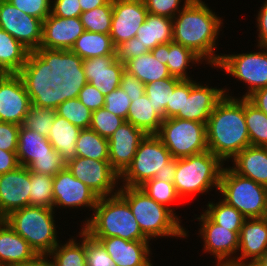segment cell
<instances>
[{"instance_id": "cell-1", "label": "cell", "mask_w": 267, "mask_h": 266, "mask_svg": "<svg viewBox=\"0 0 267 266\" xmlns=\"http://www.w3.org/2000/svg\"><path fill=\"white\" fill-rule=\"evenodd\" d=\"M209 6L203 0H190L172 19L173 42L191 49L213 70L222 54L216 52L224 20Z\"/></svg>"}, {"instance_id": "cell-2", "label": "cell", "mask_w": 267, "mask_h": 266, "mask_svg": "<svg viewBox=\"0 0 267 266\" xmlns=\"http://www.w3.org/2000/svg\"><path fill=\"white\" fill-rule=\"evenodd\" d=\"M224 87V97L208 118L206 135L208 150L227 164L250 145V140L245 122L244 98L239 95L235 97L230 88Z\"/></svg>"}, {"instance_id": "cell-3", "label": "cell", "mask_w": 267, "mask_h": 266, "mask_svg": "<svg viewBox=\"0 0 267 266\" xmlns=\"http://www.w3.org/2000/svg\"><path fill=\"white\" fill-rule=\"evenodd\" d=\"M118 194L129 204L143 235L149 241L163 237L182 240L190 237L189 230L182 225V220L139 187L120 186Z\"/></svg>"}, {"instance_id": "cell-4", "label": "cell", "mask_w": 267, "mask_h": 266, "mask_svg": "<svg viewBox=\"0 0 267 266\" xmlns=\"http://www.w3.org/2000/svg\"><path fill=\"white\" fill-rule=\"evenodd\" d=\"M92 238L120 237L149 241L142 233L129 204L117 193L100 197L90 219L81 227Z\"/></svg>"}, {"instance_id": "cell-5", "label": "cell", "mask_w": 267, "mask_h": 266, "mask_svg": "<svg viewBox=\"0 0 267 266\" xmlns=\"http://www.w3.org/2000/svg\"><path fill=\"white\" fill-rule=\"evenodd\" d=\"M49 74L42 67L32 73H5L0 78V121L21 126Z\"/></svg>"}, {"instance_id": "cell-6", "label": "cell", "mask_w": 267, "mask_h": 266, "mask_svg": "<svg viewBox=\"0 0 267 266\" xmlns=\"http://www.w3.org/2000/svg\"><path fill=\"white\" fill-rule=\"evenodd\" d=\"M224 163L209 150L195 155L176 158L173 184L181 200L219 190ZM215 188V189H214Z\"/></svg>"}, {"instance_id": "cell-7", "label": "cell", "mask_w": 267, "mask_h": 266, "mask_svg": "<svg viewBox=\"0 0 267 266\" xmlns=\"http://www.w3.org/2000/svg\"><path fill=\"white\" fill-rule=\"evenodd\" d=\"M57 212L53 208L25 206L12 211L4 221L23 237L37 254H49L60 242ZM57 225V226H56Z\"/></svg>"}, {"instance_id": "cell-8", "label": "cell", "mask_w": 267, "mask_h": 266, "mask_svg": "<svg viewBox=\"0 0 267 266\" xmlns=\"http://www.w3.org/2000/svg\"><path fill=\"white\" fill-rule=\"evenodd\" d=\"M218 192V197L245 218L267 217V187L240 176L228 164L222 169Z\"/></svg>"}, {"instance_id": "cell-9", "label": "cell", "mask_w": 267, "mask_h": 266, "mask_svg": "<svg viewBox=\"0 0 267 266\" xmlns=\"http://www.w3.org/2000/svg\"><path fill=\"white\" fill-rule=\"evenodd\" d=\"M84 31L79 17L61 18L50 14L42 22L40 49L33 55L36 63L51 70L71 50Z\"/></svg>"}, {"instance_id": "cell-10", "label": "cell", "mask_w": 267, "mask_h": 266, "mask_svg": "<svg viewBox=\"0 0 267 266\" xmlns=\"http://www.w3.org/2000/svg\"><path fill=\"white\" fill-rule=\"evenodd\" d=\"M256 52L221 54L214 69L225 71L229 77L243 82L245 93L240 98H247L255 90L267 87V47L255 45ZM247 91V92H246Z\"/></svg>"}, {"instance_id": "cell-11", "label": "cell", "mask_w": 267, "mask_h": 266, "mask_svg": "<svg viewBox=\"0 0 267 266\" xmlns=\"http://www.w3.org/2000/svg\"><path fill=\"white\" fill-rule=\"evenodd\" d=\"M206 124L180 118L163 119L156 134L172 158H183L208 150Z\"/></svg>"}, {"instance_id": "cell-12", "label": "cell", "mask_w": 267, "mask_h": 266, "mask_svg": "<svg viewBox=\"0 0 267 266\" xmlns=\"http://www.w3.org/2000/svg\"><path fill=\"white\" fill-rule=\"evenodd\" d=\"M172 159L169 150L156 134L141 141L131 164L120 175V186L140 187L155 177L158 170Z\"/></svg>"}, {"instance_id": "cell-13", "label": "cell", "mask_w": 267, "mask_h": 266, "mask_svg": "<svg viewBox=\"0 0 267 266\" xmlns=\"http://www.w3.org/2000/svg\"><path fill=\"white\" fill-rule=\"evenodd\" d=\"M195 219L199 223L198 235L202 240L203 253H208L216 260L214 266H234L239 249L240 231H230L214 223L203 211ZM200 227V228H199Z\"/></svg>"}, {"instance_id": "cell-14", "label": "cell", "mask_w": 267, "mask_h": 266, "mask_svg": "<svg viewBox=\"0 0 267 266\" xmlns=\"http://www.w3.org/2000/svg\"><path fill=\"white\" fill-rule=\"evenodd\" d=\"M124 63L116 55L98 56L78 61L69 72L79 81L90 83L104 96L120 87Z\"/></svg>"}, {"instance_id": "cell-15", "label": "cell", "mask_w": 267, "mask_h": 266, "mask_svg": "<svg viewBox=\"0 0 267 266\" xmlns=\"http://www.w3.org/2000/svg\"><path fill=\"white\" fill-rule=\"evenodd\" d=\"M66 167L99 198L115 195L119 191L120 175L112 168L109 161L75 156L66 163Z\"/></svg>"}, {"instance_id": "cell-16", "label": "cell", "mask_w": 267, "mask_h": 266, "mask_svg": "<svg viewBox=\"0 0 267 266\" xmlns=\"http://www.w3.org/2000/svg\"><path fill=\"white\" fill-rule=\"evenodd\" d=\"M53 198L54 210L57 211L69 208L78 209L82 208L91 211L89 218L81 221L83 226L93 214L94 208L99 200V197L79 179H76L69 169L65 166L55 176H53Z\"/></svg>"}, {"instance_id": "cell-17", "label": "cell", "mask_w": 267, "mask_h": 266, "mask_svg": "<svg viewBox=\"0 0 267 266\" xmlns=\"http://www.w3.org/2000/svg\"><path fill=\"white\" fill-rule=\"evenodd\" d=\"M203 82V83H202ZM210 85V86H209ZM224 87H213L205 81L183 80L182 110L175 118L207 124L216 104L224 97Z\"/></svg>"}, {"instance_id": "cell-18", "label": "cell", "mask_w": 267, "mask_h": 266, "mask_svg": "<svg viewBox=\"0 0 267 266\" xmlns=\"http://www.w3.org/2000/svg\"><path fill=\"white\" fill-rule=\"evenodd\" d=\"M0 28L19 41L33 55L40 49L42 21L22 12L8 0H0Z\"/></svg>"}, {"instance_id": "cell-19", "label": "cell", "mask_w": 267, "mask_h": 266, "mask_svg": "<svg viewBox=\"0 0 267 266\" xmlns=\"http://www.w3.org/2000/svg\"><path fill=\"white\" fill-rule=\"evenodd\" d=\"M43 93L52 101L57 115L80 129L89 128L92 111L56 75L46 77Z\"/></svg>"}, {"instance_id": "cell-20", "label": "cell", "mask_w": 267, "mask_h": 266, "mask_svg": "<svg viewBox=\"0 0 267 266\" xmlns=\"http://www.w3.org/2000/svg\"><path fill=\"white\" fill-rule=\"evenodd\" d=\"M148 14L143 0H113L110 36L114 47L136 37Z\"/></svg>"}, {"instance_id": "cell-21", "label": "cell", "mask_w": 267, "mask_h": 266, "mask_svg": "<svg viewBox=\"0 0 267 266\" xmlns=\"http://www.w3.org/2000/svg\"><path fill=\"white\" fill-rule=\"evenodd\" d=\"M30 171L25 166L0 175V219L29 206Z\"/></svg>"}, {"instance_id": "cell-22", "label": "cell", "mask_w": 267, "mask_h": 266, "mask_svg": "<svg viewBox=\"0 0 267 266\" xmlns=\"http://www.w3.org/2000/svg\"><path fill=\"white\" fill-rule=\"evenodd\" d=\"M146 135L144 131L125 121L108 138L109 163L119 175L131 164Z\"/></svg>"}, {"instance_id": "cell-23", "label": "cell", "mask_w": 267, "mask_h": 266, "mask_svg": "<svg viewBox=\"0 0 267 266\" xmlns=\"http://www.w3.org/2000/svg\"><path fill=\"white\" fill-rule=\"evenodd\" d=\"M106 55H116L110 34L85 30L71 50L50 71H69L78 61Z\"/></svg>"}, {"instance_id": "cell-24", "label": "cell", "mask_w": 267, "mask_h": 266, "mask_svg": "<svg viewBox=\"0 0 267 266\" xmlns=\"http://www.w3.org/2000/svg\"><path fill=\"white\" fill-rule=\"evenodd\" d=\"M267 251V217L246 218L239 233L234 266L256 262Z\"/></svg>"}, {"instance_id": "cell-25", "label": "cell", "mask_w": 267, "mask_h": 266, "mask_svg": "<svg viewBox=\"0 0 267 266\" xmlns=\"http://www.w3.org/2000/svg\"><path fill=\"white\" fill-rule=\"evenodd\" d=\"M93 239L98 240L103 245L117 266L153 265L151 257L153 250L150 241H129L120 237Z\"/></svg>"}, {"instance_id": "cell-26", "label": "cell", "mask_w": 267, "mask_h": 266, "mask_svg": "<svg viewBox=\"0 0 267 266\" xmlns=\"http://www.w3.org/2000/svg\"><path fill=\"white\" fill-rule=\"evenodd\" d=\"M39 67L33 54L0 28V68L5 73H32Z\"/></svg>"}, {"instance_id": "cell-27", "label": "cell", "mask_w": 267, "mask_h": 266, "mask_svg": "<svg viewBox=\"0 0 267 266\" xmlns=\"http://www.w3.org/2000/svg\"><path fill=\"white\" fill-rule=\"evenodd\" d=\"M230 162L235 173L267 187V147L249 145Z\"/></svg>"}, {"instance_id": "cell-28", "label": "cell", "mask_w": 267, "mask_h": 266, "mask_svg": "<svg viewBox=\"0 0 267 266\" xmlns=\"http://www.w3.org/2000/svg\"><path fill=\"white\" fill-rule=\"evenodd\" d=\"M37 253L29 243L0 219V266H18Z\"/></svg>"}, {"instance_id": "cell-29", "label": "cell", "mask_w": 267, "mask_h": 266, "mask_svg": "<svg viewBox=\"0 0 267 266\" xmlns=\"http://www.w3.org/2000/svg\"><path fill=\"white\" fill-rule=\"evenodd\" d=\"M81 129L59 115H55L48 140L67 163L76 156V140Z\"/></svg>"}, {"instance_id": "cell-30", "label": "cell", "mask_w": 267, "mask_h": 266, "mask_svg": "<svg viewBox=\"0 0 267 266\" xmlns=\"http://www.w3.org/2000/svg\"><path fill=\"white\" fill-rule=\"evenodd\" d=\"M140 43L151 51L159 44L173 41V20L166 16L148 13L145 22L136 32Z\"/></svg>"}, {"instance_id": "cell-31", "label": "cell", "mask_w": 267, "mask_h": 266, "mask_svg": "<svg viewBox=\"0 0 267 266\" xmlns=\"http://www.w3.org/2000/svg\"><path fill=\"white\" fill-rule=\"evenodd\" d=\"M54 151L45 136L20 126L16 151L20 166L27 167L36 157L50 156Z\"/></svg>"}, {"instance_id": "cell-32", "label": "cell", "mask_w": 267, "mask_h": 266, "mask_svg": "<svg viewBox=\"0 0 267 266\" xmlns=\"http://www.w3.org/2000/svg\"><path fill=\"white\" fill-rule=\"evenodd\" d=\"M80 229L76 237L70 236L65 243L61 240L48 254L55 266H87L86 232L82 228Z\"/></svg>"}, {"instance_id": "cell-33", "label": "cell", "mask_w": 267, "mask_h": 266, "mask_svg": "<svg viewBox=\"0 0 267 266\" xmlns=\"http://www.w3.org/2000/svg\"><path fill=\"white\" fill-rule=\"evenodd\" d=\"M167 68L171 76L180 80L193 79V75L188 70L204 64L203 60L191 49L175 42L166 43ZM190 67V68H189Z\"/></svg>"}, {"instance_id": "cell-34", "label": "cell", "mask_w": 267, "mask_h": 266, "mask_svg": "<svg viewBox=\"0 0 267 266\" xmlns=\"http://www.w3.org/2000/svg\"><path fill=\"white\" fill-rule=\"evenodd\" d=\"M147 95L136 97L131 101L126 121L146 134H157L163 118L152 107Z\"/></svg>"}, {"instance_id": "cell-35", "label": "cell", "mask_w": 267, "mask_h": 266, "mask_svg": "<svg viewBox=\"0 0 267 266\" xmlns=\"http://www.w3.org/2000/svg\"><path fill=\"white\" fill-rule=\"evenodd\" d=\"M55 115L52 101L42 92L32 103L22 125L48 138Z\"/></svg>"}, {"instance_id": "cell-36", "label": "cell", "mask_w": 267, "mask_h": 266, "mask_svg": "<svg viewBox=\"0 0 267 266\" xmlns=\"http://www.w3.org/2000/svg\"><path fill=\"white\" fill-rule=\"evenodd\" d=\"M124 65L125 70L133 74L144 85L171 77L167 65L159 62L151 51L129 60Z\"/></svg>"}, {"instance_id": "cell-37", "label": "cell", "mask_w": 267, "mask_h": 266, "mask_svg": "<svg viewBox=\"0 0 267 266\" xmlns=\"http://www.w3.org/2000/svg\"><path fill=\"white\" fill-rule=\"evenodd\" d=\"M92 112L104 107L105 96L90 83L77 80L69 71H50Z\"/></svg>"}, {"instance_id": "cell-38", "label": "cell", "mask_w": 267, "mask_h": 266, "mask_svg": "<svg viewBox=\"0 0 267 266\" xmlns=\"http://www.w3.org/2000/svg\"><path fill=\"white\" fill-rule=\"evenodd\" d=\"M76 157L109 161L108 139L90 128L81 129L76 140Z\"/></svg>"}, {"instance_id": "cell-39", "label": "cell", "mask_w": 267, "mask_h": 266, "mask_svg": "<svg viewBox=\"0 0 267 266\" xmlns=\"http://www.w3.org/2000/svg\"><path fill=\"white\" fill-rule=\"evenodd\" d=\"M218 199V201L215 199L208 201L206 209L203 208L202 211L217 225L230 228V231H240L246 218L220 197Z\"/></svg>"}, {"instance_id": "cell-40", "label": "cell", "mask_w": 267, "mask_h": 266, "mask_svg": "<svg viewBox=\"0 0 267 266\" xmlns=\"http://www.w3.org/2000/svg\"><path fill=\"white\" fill-rule=\"evenodd\" d=\"M244 115L250 145L267 147V115L244 98Z\"/></svg>"}, {"instance_id": "cell-41", "label": "cell", "mask_w": 267, "mask_h": 266, "mask_svg": "<svg viewBox=\"0 0 267 266\" xmlns=\"http://www.w3.org/2000/svg\"><path fill=\"white\" fill-rule=\"evenodd\" d=\"M179 81V78L171 76L145 85V94L153 104L152 107L163 119H165L166 106L170 104L171 93Z\"/></svg>"}, {"instance_id": "cell-42", "label": "cell", "mask_w": 267, "mask_h": 266, "mask_svg": "<svg viewBox=\"0 0 267 266\" xmlns=\"http://www.w3.org/2000/svg\"><path fill=\"white\" fill-rule=\"evenodd\" d=\"M29 205L54 209L52 176L30 171Z\"/></svg>"}, {"instance_id": "cell-43", "label": "cell", "mask_w": 267, "mask_h": 266, "mask_svg": "<svg viewBox=\"0 0 267 266\" xmlns=\"http://www.w3.org/2000/svg\"><path fill=\"white\" fill-rule=\"evenodd\" d=\"M139 188L154 201L169 208L181 220V217L177 214L176 209L172 208L175 202L179 203L182 201L175 190L173 182H165L153 178L146 181Z\"/></svg>"}, {"instance_id": "cell-44", "label": "cell", "mask_w": 267, "mask_h": 266, "mask_svg": "<svg viewBox=\"0 0 267 266\" xmlns=\"http://www.w3.org/2000/svg\"><path fill=\"white\" fill-rule=\"evenodd\" d=\"M113 0L106 5L96 7L80 14V20L84 30L109 34L112 24Z\"/></svg>"}, {"instance_id": "cell-45", "label": "cell", "mask_w": 267, "mask_h": 266, "mask_svg": "<svg viewBox=\"0 0 267 266\" xmlns=\"http://www.w3.org/2000/svg\"><path fill=\"white\" fill-rule=\"evenodd\" d=\"M125 120L104 107L92 112L90 129L98 133L101 137L109 138Z\"/></svg>"}, {"instance_id": "cell-46", "label": "cell", "mask_w": 267, "mask_h": 266, "mask_svg": "<svg viewBox=\"0 0 267 266\" xmlns=\"http://www.w3.org/2000/svg\"><path fill=\"white\" fill-rule=\"evenodd\" d=\"M66 166L59 153L55 150L50 156L36 157L27 168L37 174L55 176Z\"/></svg>"}, {"instance_id": "cell-47", "label": "cell", "mask_w": 267, "mask_h": 266, "mask_svg": "<svg viewBox=\"0 0 267 266\" xmlns=\"http://www.w3.org/2000/svg\"><path fill=\"white\" fill-rule=\"evenodd\" d=\"M86 265L117 266L103 245L86 233Z\"/></svg>"}, {"instance_id": "cell-48", "label": "cell", "mask_w": 267, "mask_h": 266, "mask_svg": "<svg viewBox=\"0 0 267 266\" xmlns=\"http://www.w3.org/2000/svg\"><path fill=\"white\" fill-rule=\"evenodd\" d=\"M148 13L173 19L190 0H143ZM181 4V5H180Z\"/></svg>"}, {"instance_id": "cell-49", "label": "cell", "mask_w": 267, "mask_h": 266, "mask_svg": "<svg viewBox=\"0 0 267 266\" xmlns=\"http://www.w3.org/2000/svg\"><path fill=\"white\" fill-rule=\"evenodd\" d=\"M130 103L131 100L127 93L118 87L105 96L104 108L126 121Z\"/></svg>"}, {"instance_id": "cell-50", "label": "cell", "mask_w": 267, "mask_h": 266, "mask_svg": "<svg viewBox=\"0 0 267 266\" xmlns=\"http://www.w3.org/2000/svg\"><path fill=\"white\" fill-rule=\"evenodd\" d=\"M22 12L42 22L51 14V0H8Z\"/></svg>"}, {"instance_id": "cell-51", "label": "cell", "mask_w": 267, "mask_h": 266, "mask_svg": "<svg viewBox=\"0 0 267 266\" xmlns=\"http://www.w3.org/2000/svg\"><path fill=\"white\" fill-rule=\"evenodd\" d=\"M148 52H150L149 49L141 44L137 37H133L115 48L116 59L124 64Z\"/></svg>"}, {"instance_id": "cell-52", "label": "cell", "mask_w": 267, "mask_h": 266, "mask_svg": "<svg viewBox=\"0 0 267 266\" xmlns=\"http://www.w3.org/2000/svg\"><path fill=\"white\" fill-rule=\"evenodd\" d=\"M20 125L0 121V149L17 151Z\"/></svg>"}, {"instance_id": "cell-53", "label": "cell", "mask_w": 267, "mask_h": 266, "mask_svg": "<svg viewBox=\"0 0 267 266\" xmlns=\"http://www.w3.org/2000/svg\"><path fill=\"white\" fill-rule=\"evenodd\" d=\"M79 0H51V14L61 18L80 17Z\"/></svg>"}, {"instance_id": "cell-54", "label": "cell", "mask_w": 267, "mask_h": 266, "mask_svg": "<svg viewBox=\"0 0 267 266\" xmlns=\"http://www.w3.org/2000/svg\"><path fill=\"white\" fill-rule=\"evenodd\" d=\"M120 87L127 93L131 101L145 93V85L126 70L122 73Z\"/></svg>"}, {"instance_id": "cell-55", "label": "cell", "mask_w": 267, "mask_h": 266, "mask_svg": "<svg viewBox=\"0 0 267 266\" xmlns=\"http://www.w3.org/2000/svg\"><path fill=\"white\" fill-rule=\"evenodd\" d=\"M256 26L257 27V45L267 47V0H264L257 15H255Z\"/></svg>"}, {"instance_id": "cell-56", "label": "cell", "mask_w": 267, "mask_h": 266, "mask_svg": "<svg viewBox=\"0 0 267 266\" xmlns=\"http://www.w3.org/2000/svg\"><path fill=\"white\" fill-rule=\"evenodd\" d=\"M183 103V80H180L171 93L170 104L165 109V119L175 117L182 110Z\"/></svg>"}, {"instance_id": "cell-57", "label": "cell", "mask_w": 267, "mask_h": 266, "mask_svg": "<svg viewBox=\"0 0 267 266\" xmlns=\"http://www.w3.org/2000/svg\"><path fill=\"white\" fill-rule=\"evenodd\" d=\"M20 166L16 151L0 149V175L13 171Z\"/></svg>"}, {"instance_id": "cell-58", "label": "cell", "mask_w": 267, "mask_h": 266, "mask_svg": "<svg viewBox=\"0 0 267 266\" xmlns=\"http://www.w3.org/2000/svg\"><path fill=\"white\" fill-rule=\"evenodd\" d=\"M247 99L267 115V87L255 90Z\"/></svg>"}, {"instance_id": "cell-59", "label": "cell", "mask_w": 267, "mask_h": 266, "mask_svg": "<svg viewBox=\"0 0 267 266\" xmlns=\"http://www.w3.org/2000/svg\"><path fill=\"white\" fill-rule=\"evenodd\" d=\"M176 172V158H172L165 164V168L158 170L155 179L162 180L165 182H173L174 175Z\"/></svg>"}, {"instance_id": "cell-60", "label": "cell", "mask_w": 267, "mask_h": 266, "mask_svg": "<svg viewBox=\"0 0 267 266\" xmlns=\"http://www.w3.org/2000/svg\"><path fill=\"white\" fill-rule=\"evenodd\" d=\"M18 266H55L48 254H36L32 259Z\"/></svg>"}, {"instance_id": "cell-61", "label": "cell", "mask_w": 267, "mask_h": 266, "mask_svg": "<svg viewBox=\"0 0 267 266\" xmlns=\"http://www.w3.org/2000/svg\"><path fill=\"white\" fill-rule=\"evenodd\" d=\"M110 0H79L82 13L106 5Z\"/></svg>"}, {"instance_id": "cell-62", "label": "cell", "mask_w": 267, "mask_h": 266, "mask_svg": "<svg viewBox=\"0 0 267 266\" xmlns=\"http://www.w3.org/2000/svg\"><path fill=\"white\" fill-rule=\"evenodd\" d=\"M154 57L162 64H167L166 60V44H159L151 50Z\"/></svg>"}, {"instance_id": "cell-63", "label": "cell", "mask_w": 267, "mask_h": 266, "mask_svg": "<svg viewBox=\"0 0 267 266\" xmlns=\"http://www.w3.org/2000/svg\"><path fill=\"white\" fill-rule=\"evenodd\" d=\"M259 266H267V251L256 261Z\"/></svg>"}, {"instance_id": "cell-64", "label": "cell", "mask_w": 267, "mask_h": 266, "mask_svg": "<svg viewBox=\"0 0 267 266\" xmlns=\"http://www.w3.org/2000/svg\"><path fill=\"white\" fill-rule=\"evenodd\" d=\"M243 266H259L256 262L248 263Z\"/></svg>"}, {"instance_id": "cell-65", "label": "cell", "mask_w": 267, "mask_h": 266, "mask_svg": "<svg viewBox=\"0 0 267 266\" xmlns=\"http://www.w3.org/2000/svg\"><path fill=\"white\" fill-rule=\"evenodd\" d=\"M5 74V72L0 68V78Z\"/></svg>"}]
</instances>
